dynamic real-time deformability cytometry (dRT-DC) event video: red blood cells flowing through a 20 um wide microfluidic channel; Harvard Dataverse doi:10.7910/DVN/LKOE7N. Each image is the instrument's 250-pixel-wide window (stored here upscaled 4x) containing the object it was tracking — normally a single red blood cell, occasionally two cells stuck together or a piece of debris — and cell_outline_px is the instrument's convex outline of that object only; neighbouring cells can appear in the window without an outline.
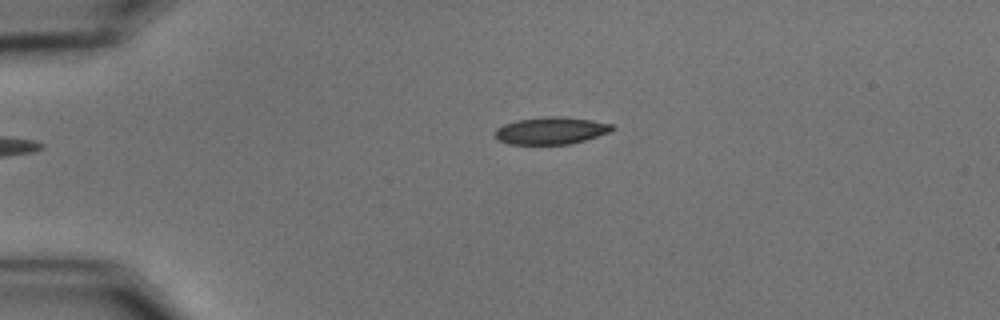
{"species": "common noctule bat (a hibernating species)", "species_latin": "Nyctalus noctula", "temperature_condition": "cold", "stored_images_in_passage": 45, "camera_frame_rate_fps": 3000, "um_per_image_px": 0.085, "animal": {"sex": "male", "body_mass_g": 15.6}, "frame": {"image": 1, "passage_image": 1, "time_ms": 0.0, "image_size_px": [1000, 320], "cell_outline_px": [[616, 128], [608, 132], [584, 140], [568, 144], [508, 144], [500, 140], [496, 136], [496, 128], [504, 124], [516, 120], [544, 116], [560, 116], [592, 120], [612, 124]], "centroid_in_image_um": [46.83, 11.09], "position_along_channel_um": 38.2, "area_um2": 18.44}}
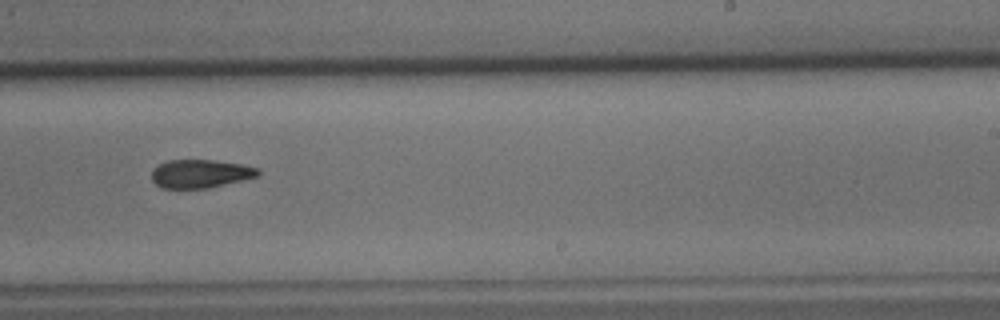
{"frame": {"image": 2, "passage_image": 24, "time_ms": 7.667, "image_size_px": [1000, 320], "cell_outline_px": [[260, 176], [208, 188], [164, 188], [156, 184], [152, 180], [152, 168], [168, 160], [216, 160], [244, 164], [260, 168]], "centroid_in_image_um": [17.08, 14.75], "position_along_channel_um": 271.9, "area_um2": 17.74}}
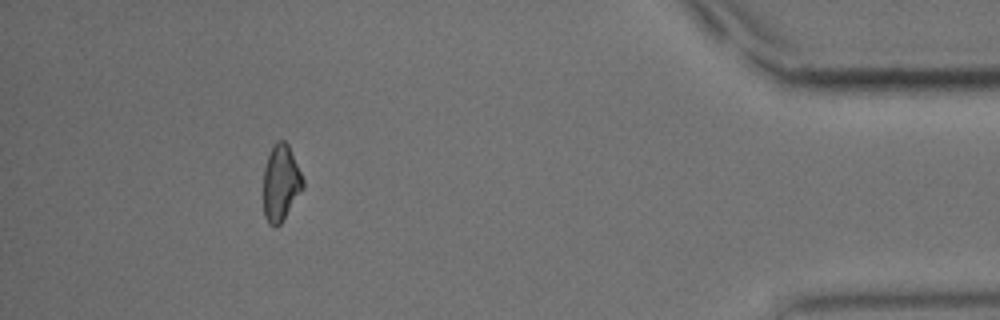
{"frame": {"image": 3, "passage_image": 40, "time_ms": 13.0, "image_size_px": [1000, 320], "cell_outline_px": [[304, 188], [280, 224], [276, 228], [268, 224], [264, 216], [264, 168], [272, 144], [276, 140], [284, 140], [288, 144], [304, 180]], "centroid_in_image_um": [23.87, 15.55], "position_along_channel_um": 411.3, "area_um2": 17.63}, "authors_computed_cell_mechanics": {"area_um2": 18.3804, "velocity_mm_per_s": 3.5496, "shape_relaxation_time_tau1_ms": 9.6886, "shape_relaxation_time_tau2_ms": null, "deformation_change_tau1": 0.2033, "deformation_change_tau2": null}}